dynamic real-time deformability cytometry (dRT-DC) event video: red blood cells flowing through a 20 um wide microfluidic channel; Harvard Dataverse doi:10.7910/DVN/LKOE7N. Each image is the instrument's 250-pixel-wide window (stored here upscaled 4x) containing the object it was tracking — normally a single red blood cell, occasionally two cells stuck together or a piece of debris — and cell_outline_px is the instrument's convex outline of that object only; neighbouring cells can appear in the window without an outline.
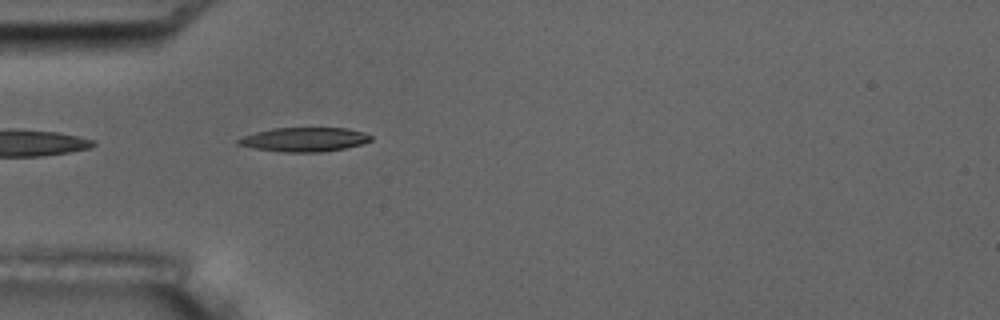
{"species": "common noctule bat (a hibernating species)", "species_latin": "Nyctalus noctula", "temperature_condition": "room temperature", "stored_images_in_passage": 1, "camera_frame_rate_fps": 3000, "um_per_image_px": 0.085, "animal": {"sex": "male", "body_mass_g": 17.5, "forearm_length_mm": 52.3}, "frame": {"image": 1, "passage_image": 1, "time_ms": 0.0, "image_size_px": [1000, 320], "cell_outline_px": [[372, 140], [360, 144], [344, 148], [320, 152], [284, 152], [252, 148], [236, 144], [236, 140], [244, 136], [256, 132], [272, 128], [348, 128], [364, 132], [372, 136]], "centroid_in_image_um": [25.85, 11.85], "position_along_channel_um": 59.1, "area_um2": 18.61}}